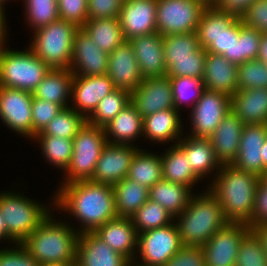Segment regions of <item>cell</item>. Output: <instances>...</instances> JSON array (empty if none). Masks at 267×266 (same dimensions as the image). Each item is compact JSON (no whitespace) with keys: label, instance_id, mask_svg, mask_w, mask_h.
<instances>
[{"label":"cell","instance_id":"obj_33","mask_svg":"<svg viewBox=\"0 0 267 266\" xmlns=\"http://www.w3.org/2000/svg\"><path fill=\"white\" fill-rule=\"evenodd\" d=\"M160 157L163 180L185 185L194 190L193 185L199 183L200 179L189 168L186 154L177 144L170 145L169 149L160 154Z\"/></svg>","mask_w":267,"mask_h":266},{"label":"cell","instance_id":"obj_21","mask_svg":"<svg viewBox=\"0 0 267 266\" xmlns=\"http://www.w3.org/2000/svg\"><path fill=\"white\" fill-rule=\"evenodd\" d=\"M266 137L265 124L244 125L239 152L232 165L260 177L267 170L263 166L261 151Z\"/></svg>","mask_w":267,"mask_h":266},{"label":"cell","instance_id":"obj_14","mask_svg":"<svg viewBox=\"0 0 267 266\" xmlns=\"http://www.w3.org/2000/svg\"><path fill=\"white\" fill-rule=\"evenodd\" d=\"M33 94L0 86V119L10 130L32 140Z\"/></svg>","mask_w":267,"mask_h":266},{"label":"cell","instance_id":"obj_40","mask_svg":"<svg viewBox=\"0 0 267 266\" xmlns=\"http://www.w3.org/2000/svg\"><path fill=\"white\" fill-rule=\"evenodd\" d=\"M86 122L87 119L82 114L77 113L71 107L64 108L36 135H51L73 139Z\"/></svg>","mask_w":267,"mask_h":266},{"label":"cell","instance_id":"obj_23","mask_svg":"<svg viewBox=\"0 0 267 266\" xmlns=\"http://www.w3.org/2000/svg\"><path fill=\"white\" fill-rule=\"evenodd\" d=\"M130 264L125 256L110 248L94 232L79 235L76 266H130Z\"/></svg>","mask_w":267,"mask_h":266},{"label":"cell","instance_id":"obj_51","mask_svg":"<svg viewBox=\"0 0 267 266\" xmlns=\"http://www.w3.org/2000/svg\"><path fill=\"white\" fill-rule=\"evenodd\" d=\"M164 266H205L201 246H183Z\"/></svg>","mask_w":267,"mask_h":266},{"label":"cell","instance_id":"obj_1","mask_svg":"<svg viewBox=\"0 0 267 266\" xmlns=\"http://www.w3.org/2000/svg\"><path fill=\"white\" fill-rule=\"evenodd\" d=\"M53 195V208L75 216L81 233L94 232L106 222L117 217L113 187L91 180L60 184ZM67 210V211H66Z\"/></svg>","mask_w":267,"mask_h":266},{"label":"cell","instance_id":"obj_65","mask_svg":"<svg viewBox=\"0 0 267 266\" xmlns=\"http://www.w3.org/2000/svg\"><path fill=\"white\" fill-rule=\"evenodd\" d=\"M6 1H9V0H0V5L1 6H4V4H5Z\"/></svg>","mask_w":267,"mask_h":266},{"label":"cell","instance_id":"obj_35","mask_svg":"<svg viewBox=\"0 0 267 266\" xmlns=\"http://www.w3.org/2000/svg\"><path fill=\"white\" fill-rule=\"evenodd\" d=\"M112 187L118 217L131 218L149 199V189L127 177Z\"/></svg>","mask_w":267,"mask_h":266},{"label":"cell","instance_id":"obj_24","mask_svg":"<svg viewBox=\"0 0 267 266\" xmlns=\"http://www.w3.org/2000/svg\"><path fill=\"white\" fill-rule=\"evenodd\" d=\"M94 233L131 263L137 261L138 232L130 218L117 216L97 228Z\"/></svg>","mask_w":267,"mask_h":266},{"label":"cell","instance_id":"obj_48","mask_svg":"<svg viewBox=\"0 0 267 266\" xmlns=\"http://www.w3.org/2000/svg\"><path fill=\"white\" fill-rule=\"evenodd\" d=\"M240 18H237L225 31L220 33L206 52L223 55L232 62V46L234 38H239Z\"/></svg>","mask_w":267,"mask_h":266},{"label":"cell","instance_id":"obj_62","mask_svg":"<svg viewBox=\"0 0 267 266\" xmlns=\"http://www.w3.org/2000/svg\"><path fill=\"white\" fill-rule=\"evenodd\" d=\"M200 1L201 3H203L206 7H213L216 5V3L219 1V0H198Z\"/></svg>","mask_w":267,"mask_h":266},{"label":"cell","instance_id":"obj_42","mask_svg":"<svg viewBox=\"0 0 267 266\" xmlns=\"http://www.w3.org/2000/svg\"><path fill=\"white\" fill-rule=\"evenodd\" d=\"M172 87L174 108L180 112L181 107L190 104L191 109L201 98L205 90L203 79L189 76L169 77ZM186 102V103H185Z\"/></svg>","mask_w":267,"mask_h":266},{"label":"cell","instance_id":"obj_3","mask_svg":"<svg viewBox=\"0 0 267 266\" xmlns=\"http://www.w3.org/2000/svg\"><path fill=\"white\" fill-rule=\"evenodd\" d=\"M49 214L21 243L41 265L76 263L80 233L68 222L63 223Z\"/></svg>","mask_w":267,"mask_h":266},{"label":"cell","instance_id":"obj_37","mask_svg":"<svg viewBox=\"0 0 267 266\" xmlns=\"http://www.w3.org/2000/svg\"><path fill=\"white\" fill-rule=\"evenodd\" d=\"M236 19V16L221 12L214 6L206 7L196 29L200 46L206 50Z\"/></svg>","mask_w":267,"mask_h":266},{"label":"cell","instance_id":"obj_19","mask_svg":"<svg viewBox=\"0 0 267 266\" xmlns=\"http://www.w3.org/2000/svg\"><path fill=\"white\" fill-rule=\"evenodd\" d=\"M107 75L117 89L133 92L143 81L138 61L129 40L108 54Z\"/></svg>","mask_w":267,"mask_h":266},{"label":"cell","instance_id":"obj_29","mask_svg":"<svg viewBox=\"0 0 267 266\" xmlns=\"http://www.w3.org/2000/svg\"><path fill=\"white\" fill-rule=\"evenodd\" d=\"M175 108L161 110L143 118V136L156 144L178 141L183 130L181 116Z\"/></svg>","mask_w":267,"mask_h":266},{"label":"cell","instance_id":"obj_39","mask_svg":"<svg viewBox=\"0 0 267 266\" xmlns=\"http://www.w3.org/2000/svg\"><path fill=\"white\" fill-rule=\"evenodd\" d=\"M36 139V140H35ZM33 140L38 141L43 153L42 155L57 169L65 171L71 161L73 154V139L51 135H35Z\"/></svg>","mask_w":267,"mask_h":266},{"label":"cell","instance_id":"obj_12","mask_svg":"<svg viewBox=\"0 0 267 266\" xmlns=\"http://www.w3.org/2000/svg\"><path fill=\"white\" fill-rule=\"evenodd\" d=\"M192 131L195 138H209L223 118L231 111V97L217 91L205 89L201 98L189 110Z\"/></svg>","mask_w":267,"mask_h":266},{"label":"cell","instance_id":"obj_27","mask_svg":"<svg viewBox=\"0 0 267 266\" xmlns=\"http://www.w3.org/2000/svg\"><path fill=\"white\" fill-rule=\"evenodd\" d=\"M182 138L176 144L185 152L189 168L194 174L200 180L214 170L217 174L222 165L216 158L210 139L195 138L189 135Z\"/></svg>","mask_w":267,"mask_h":266},{"label":"cell","instance_id":"obj_18","mask_svg":"<svg viewBox=\"0 0 267 266\" xmlns=\"http://www.w3.org/2000/svg\"><path fill=\"white\" fill-rule=\"evenodd\" d=\"M157 0H124L119 22L124 38L130 40L157 32Z\"/></svg>","mask_w":267,"mask_h":266},{"label":"cell","instance_id":"obj_4","mask_svg":"<svg viewBox=\"0 0 267 266\" xmlns=\"http://www.w3.org/2000/svg\"><path fill=\"white\" fill-rule=\"evenodd\" d=\"M198 194H192L186 209L175 217L177 220L174 219L183 246L205 245L229 222L220 203L208 189Z\"/></svg>","mask_w":267,"mask_h":266},{"label":"cell","instance_id":"obj_59","mask_svg":"<svg viewBox=\"0 0 267 266\" xmlns=\"http://www.w3.org/2000/svg\"><path fill=\"white\" fill-rule=\"evenodd\" d=\"M257 60L267 64V33H262Z\"/></svg>","mask_w":267,"mask_h":266},{"label":"cell","instance_id":"obj_15","mask_svg":"<svg viewBox=\"0 0 267 266\" xmlns=\"http://www.w3.org/2000/svg\"><path fill=\"white\" fill-rule=\"evenodd\" d=\"M137 145L113 144L107 142L98 158L91 181L115 185L128 176Z\"/></svg>","mask_w":267,"mask_h":266},{"label":"cell","instance_id":"obj_36","mask_svg":"<svg viewBox=\"0 0 267 266\" xmlns=\"http://www.w3.org/2000/svg\"><path fill=\"white\" fill-rule=\"evenodd\" d=\"M141 186L150 189L158 181L163 179L161 157L158 154L138 149L134 155L127 176Z\"/></svg>","mask_w":267,"mask_h":266},{"label":"cell","instance_id":"obj_11","mask_svg":"<svg viewBox=\"0 0 267 266\" xmlns=\"http://www.w3.org/2000/svg\"><path fill=\"white\" fill-rule=\"evenodd\" d=\"M183 247L178 227L171 224L138 234L137 252L143 266H164ZM140 262V263H139Z\"/></svg>","mask_w":267,"mask_h":266},{"label":"cell","instance_id":"obj_46","mask_svg":"<svg viewBox=\"0 0 267 266\" xmlns=\"http://www.w3.org/2000/svg\"><path fill=\"white\" fill-rule=\"evenodd\" d=\"M32 140L47 124L62 111V107L50 101L33 96L32 104Z\"/></svg>","mask_w":267,"mask_h":266},{"label":"cell","instance_id":"obj_58","mask_svg":"<svg viewBox=\"0 0 267 266\" xmlns=\"http://www.w3.org/2000/svg\"><path fill=\"white\" fill-rule=\"evenodd\" d=\"M4 7L5 6H1L0 5V47L2 46H5L4 44L5 41H6V36H7V29H6V17H5V14H4Z\"/></svg>","mask_w":267,"mask_h":266},{"label":"cell","instance_id":"obj_34","mask_svg":"<svg viewBox=\"0 0 267 266\" xmlns=\"http://www.w3.org/2000/svg\"><path fill=\"white\" fill-rule=\"evenodd\" d=\"M82 28L91 40L107 54H110L126 40L119 18L88 19Z\"/></svg>","mask_w":267,"mask_h":266},{"label":"cell","instance_id":"obj_7","mask_svg":"<svg viewBox=\"0 0 267 266\" xmlns=\"http://www.w3.org/2000/svg\"><path fill=\"white\" fill-rule=\"evenodd\" d=\"M50 69L29 47L25 51L0 47V86L33 93Z\"/></svg>","mask_w":267,"mask_h":266},{"label":"cell","instance_id":"obj_26","mask_svg":"<svg viewBox=\"0 0 267 266\" xmlns=\"http://www.w3.org/2000/svg\"><path fill=\"white\" fill-rule=\"evenodd\" d=\"M238 65L223 55L206 53L203 83L205 89L217 91L232 97L237 90Z\"/></svg>","mask_w":267,"mask_h":266},{"label":"cell","instance_id":"obj_8","mask_svg":"<svg viewBox=\"0 0 267 266\" xmlns=\"http://www.w3.org/2000/svg\"><path fill=\"white\" fill-rule=\"evenodd\" d=\"M167 77L189 76L203 79L206 50L196 32L163 36Z\"/></svg>","mask_w":267,"mask_h":266},{"label":"cell","instance_id":"obj_50","mask_svg":"<svg viewBox=\"0 0 267 266\" xmlns=\"http://www.w3.org/2000/svg\"><path fill=\"white\" fill-rule=\"evenodd\" d=\"M16 246L0 249V266H41L21 243H16Z\"/></svg>","mask_w":267,"mask_h":266},{"label":"cell","instance_id":"obj_54","mask_svg":"<svg viewBox=\"0 0 267 266\" xmlns=\"http://www.w3.org/2000/svg\"><path fill=\"white\" fill-rule=\"evenodd\" d=\"M267 224V187L261 182L257 185L252 222L249 227Z\"/></svg>","mask_w":267,"mask_h":266},{"label":"cell","instance_id":"obj_63","mask_svg":"<svg viewBox=\"0 0 267 266\" xmlns=\"http://www.w3.org/2000/svg\"><path fill=\"white\" fill-rule=\"evenodd\" d=\"M260 182L267 187V170L260 176Z\"/></svg>","mask_w":267,"mask_h":266},{"label":"cell","instance_id":"obj_38","mask_svg":"<svg viewBox=\"0 0 267 266\" xmlns=\"http://www.w3.org/2000/svg\"><path fill=\"white\" fill-rule=\"evenodd\" d=\"M130 103V92L115 88L98 103L87 123L104 128Z\"/></svg>","mask_w":267,"mask_h":266},{"label":"cell","instance_id":"obj_55","mask_svg":"<svg viewBox=\"0 0 267 266\" xmlns=\"http://www.w3.org/2000/svg\"><path fill=\"white\" fill-rule=\"evenodd\" d=\"M254 1L256 0H219L214 7L221 12L241 18Z\"/></svg>","mask_w":267,"mask_h":266},{"label":"cell","instance_id":"obj_6","mask_svg":"<svg viewBox=\"0 0 267 266\" xmlns=\"http://www.w3.org/2000/svg\"><path fill=\"white\" fill-rule=\"evenodd\" d=\"M23 194L0 193V211L7 227V240L22 243L50 214L52 208L39 204Z\"/></svg>","mask_w":267,"mask_h":266},{"label":"cell","instance_id":"obj_17","mask_svg":"<svg viewBox=\"0 0 267 266\" xmlns=\"http://www.w3.org/2000/svg\"><path fill=\"white\" fill-rule=\"evenodd\" d=\"M108 54L102 51L87 32L78 28L74 36L70 71L74 76L107 75Z\"/></svg>","mask_w":267,"mask_h":266},{"label":"cell","instance_id":"obj_30","mask_svg":"<svg viewBox=\"0 0 267 266\" xmlns=\"http://www.w3.org/2000/svg\"><path fill=\"white\" fill-rule=\"evenodd\" d=\"M104 130L107 142L132 145L136 138L143 136V118L130 103L104 127Z\"/></svg>","mask_w":267,"mask_h":266},{"label":"cell","instance_id":"obj_25","mask_svg":"<svg viewBox=\"0 0 267 266\" xmlns=\"http://www.w3.org/2000/svg\"><path fill=\"white\" fill-rule=\"evenodd\" d=\"M244 123L230 111L209 137L221 165H232L239 152Z\"/></svg>","mask_w":267,"mask_h":266},{"label":"cell","instance_id":"obj_56","mask_svg":"<svg viewBox=\"0 0 267 266\" xmlns=\"http://www.w3.org/2000/svg\"><path fill=\"white\" fill-rule=\"evenodd\" d=\"M248 60L243 55L242 41L239 38H234L232 46V63L239 65L247 62Z\"/></svg>","mask_w":267,"mask_h":266},{"label":"cell","instance_id":"obj_57","mask_svg":"<svg viewBox=\"0 0 267 266\" xmlns=\"http://www.w3.org/2000/svg\"><path fill=\"white\" fill-rule=\"evenodd\" d=\"M250 230L256 235V237L259 239L264 252L267 256V224L250 227Z\"/></svg>","mask_w":267,"mask_h":266},{"label":"cell","instance_id":"obj_52","mask_svg":"<svg viewBox=\"0 0 267 266\" xmlns=\"http://www.w3.org/2000/svg\"><path fill=\"white\" fill-rule=\"evenodd\" d=\"M124 0H88V19L119 18Z\"/></svg>","mask_w":267,"mask_h":266},{"label":"cell","instance_id":"obj_13","mask_svg":"<svg viewBox=\"0 0 267 266\" xmlns=\"http://www.w3.org/2000/svg\"><path fill=\"white\" fill-rule=\"evenodd\" d=\"M250 227L241 222H228L201 246L205 266H235L238 248Z\"/></svg>","mask_w":267,"mask_h":266},{"label":"cell","instance_id":"obj_10","mask_svg":"<svg viewBox=\"0 0 267 266\" xmlns=\"http://www.w3.org/2000/svg\"><path fill=\"white\" fill-rule=\"evenodd\" d=\"M205 8L198 0H157V32L161 36L196 32Z\"/></svg>","mask_w":267,"mask_h":266},{"label":"cell","instance_id":"obj_45","mask_svg":"<svg viewBox=\"0 0 267 266\" xmlns=\"http://www.w3.org/2000/svg\"><path fill=\"white\" fill-rule=\"evenodd\" d=\"M235 266H267L264 249L251 230L241 240Z\"/></svg>","mask_w":267,"mask_h":266},{"label":"cell","instance_id":"obj_60","mask_svg":"<svg viewBox=\"0 0 267 266\" xmlns=\"http://www.w3.org/2000/svg\"><path fill=\"white\" fill-rule=\"evenodd\" d=\"M1 239L4 241L7 240V227L4 222V219L2 217L1 211H0V241Z\"/></svg>","mask_w":267,"mask_h":266},{"label":"cell","instance_id":"obj_61","mask_svg":"<svg viewBox=\"0 0 267 266\" xmlns=\"http://www.w3.org/2000/svg\"><path fill=\"white\" fill-rule=\"evenodd\" d=\"M261 151H262L263 166L267 169V137L265 138Z\"/></svg>","mask_w":267,"mask_h":266},{"label":"cell","instance_id":"obj_32","mask_svg":"<svg viewBox=\"0 0 267 266\" xmlns=\"http://www.w3.org/2000/svg\"><path fill=\"white\" fill-rule=\"evenodd\" d=\"M192 194L189 187L163 179L149 189V199L159 203L174 218L186 209Z\"/></svg>","mask_w":267,"mask_h":266},{"label":"cell","instance_id":"obj_28","mask_svg":"<svg viewBox=\"0 0 267 266\" xmlns=\"http://www.w3.org/2000/svg\"><path fill=\"white\" fill-rule=\"evenodd\" d=\"M231 111L245 125L267 122V89L238 90L231 97Z\"/></svg>","mask_w":267,"mask_h":266},{"label":"cell","instance_id":"obj_5","mask_svg":"<svg viewBox=\"0 0 267 266\" xmlns=\"http://www.w3.org/2000/svg\"><path fill=\"white\" fill-rule=\"evenodd\" d=\"M78 28L59 18L33 32L34 37L29 48L51 69L70 70L74 36Z\"/></svg>","mask_w":267,"mask_h":266},{"label":"cell","instance_id":"obj_44","mask_svg":"<svg viewBox=\"0 0 267 266\" xmlns=\"http://www.w3.org/2000/svg\"><path fill=\"white\" fill-rule=\"evenodd\" d=\"M267 89V64L250 60L238 65L237 90Z\"/></svg>","mask_w":267,"mask_h":266},{"label":"cell","instance_id":"obj_9","mask_svg":"<svg viewBox=\"0 0 267 266\" xmlns=\"http://www.w3.org/2000/svg\"><path fill=\"white\" fill-rule=\"evenodd\" d=\"M106 143L104 128L86 122L73 138V154L68 168L64 171V182L60 184L91 180Z\"/></svg>","mask_w":267,"mask_h":266},{"label":"cell","instance_id":"obj_64","mask_svg":"<svg viewBox=\"0 0 267 266\" xmlns=\"http://www.w3.org/2000/svg\"><path fill=\"white\" fill-rule=\"evenodd\" d=\"M44 266H76V263H59V264H47Z\"/></svg>","mask_w":267,"mask_h":266},{"label":"cell","instance_id":"obj_2","mask_svg":"<svg viewBox=\"0 0 267 266\" xmlns=\"http://www.w3.org/2000/svg\"><path fill=\"white\" fill-rule=\"evenodd\" d=\"M215 177L208 190L220 203L226 219L249 226L260 177L233 165H222Z\"/></svg>","mask_w":267,"mask_h":266},{"label":"cell","instance_id":"obj_22","mask_svg":"<svg viewBox=\"0 0 267 266\" xmlns=\"http://www.w3.org/2000/svg\"><path fill=\"white\" fill-rule=\"evenodd\" d=\"M143 78L163 77L167 74L163 52V36L158 32L129 40Z\"/></svg>","mask_w":267,"mask_h":266},{"label":"cell","instance_id":"obj_43","mask_svg":"<svg viewBox=\"0 0 267 266\" xmlns=\"http://www.w3.org/2000/svg\"><path fill=\"white\" fill-rule=\"evenodd\" d=\"M25 4L26 21L33 31L59 19L57 0H22Z\"/></svg>","mask_w":267,"mask_h":266},{"label":"cell","instance_id":"obj_66","mask_svg":"<svg viewBox=\"0 0 267 266\" xmlns=\"http://www.w3.org/2000/svg\"><path fill=\"white\" fill-rule=\"evenodd\" d=\"M130 266H143V265H139V264H130Z\"/></svg>","mask_w":267,"mask_h":266},{"label":"cell","instance_id":"obj_20","mask_svg":"<svg viewBox=\"0 0 267 266\" xmlns=\"http://www.w3.org/2000/svg\"><path fill=\"white\" fill-rule=\"evenodd\" d=\"M115 89L108 75L74 76L72 83V106L86 119L94 112L98 103Z\"/></svg>","mask_w":267,"mask_h":266},{"label":"cell","instance_id":"obj_31","mask_svg":"<svg viewBox=\"0 0 267 266\" xmlns=\"http://www.w3.org/2000/svg\"><path fill=\"white\" fill-rule=\"evenodd\" d=\"M74 75L70 70L50 69L32 93L35 98L43 99L60 105L63 109L71 107L67 101L71 100Z\"/></svg>","mask_w":267,"mask_h":266},{"label":"cell","instance_id":"obj_16","mask_svg":"<svg viewBox=\"0 0 267 266\" xmlns=\"http://www.w3.org/2000/svg\"><path fill=\"white\" fill-rule=\"evenodd\" d=\"M131 104L142 118L155 112L174 108L170 78H144L130 93Z\"/></svg>","mask_w":267,"mask_h":266},{"label":"cell","instance_id":"obj_53","mask_svg":"<svg viewBox=\"0 0 267 266\" xmlns=\"http://www.w3.org/2000/svg\"><path fill=\"white\" fill-rule=\"evenodd\" d=\"M239 37L242 41L243 55L250 60H257L262 33L243 24L240 18Z\"/></svg>","mask_w":267,"mask_h":266},{"label":"cell","instance_id":"obj_47","mask_svg":"<svg viewBox=\"0 0 267 266\" xmlns=\"http://www.w3.org/2000/svg\"><path fill=\"white\" fill-rule=\"evenodd\" d=\"M59 18L82 27L88 20V0H57Z\"/></svg>","mask_w":267,"mask_h":266},{"label":"cell","instance_id":"obj_49","mask_svg":"<svg viewBox=\"0 0 267 266\" xmlns=\"http://www.w3.org/2000/svg\"><path fill=\"white\" fill-rule=\"evenodd\" d=\"M244 25L258 30L260 33H267V0H256L241 17Z\"/></svg>","mask_w":267,"mask_h":266},{"label":"cell","instance_id":"obj_41","mask_svg":"<svg viewBox=\"0 0 267 266\" xmlns=\"http://www.w3.org/2000/svg\"><path fill=\"white\" fill-rule=\"evenodd\" d=\"M138 234L169 225L174 221L159 203L148 199L130 218Z\"/></svg>","mask_w":267,"mask_h":266}]
</instances>
